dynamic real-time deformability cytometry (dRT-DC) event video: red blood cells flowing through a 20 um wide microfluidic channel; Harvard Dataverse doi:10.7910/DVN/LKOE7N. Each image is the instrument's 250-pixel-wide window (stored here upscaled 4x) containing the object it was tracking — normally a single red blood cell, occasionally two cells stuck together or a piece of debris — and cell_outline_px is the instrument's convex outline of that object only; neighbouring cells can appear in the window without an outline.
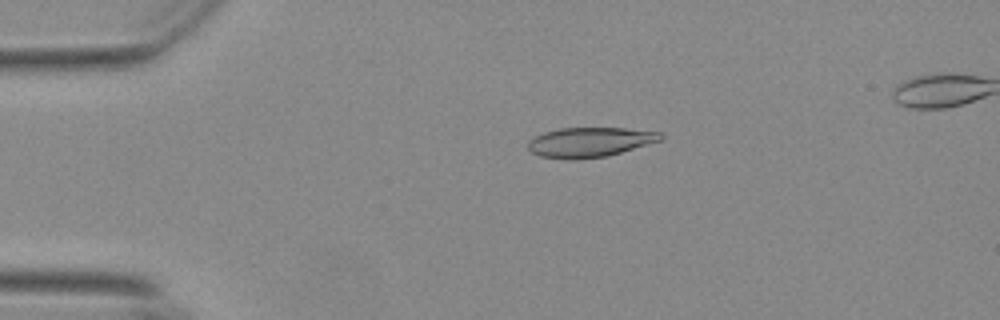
{"species": "Egyptian fruit bat (a non-hibernating species)", "species_latin": "Rousettus aegyptiacus", "temperature_condition": "warm", "stored_images_in_passage": 47, "camera_frame_rate_fps": 3000, "um_per_image_px": 0.085, "animal": {"sex": "female"}, "frame": {"image": 1, "passage_image": 4, "time_ms": 1.0, "image_size_px": [1000, 320], "cell_outline_px": [[664, 136], [660, 140], [620, 152], [604, 156], [576, 160], [568, 160], [540, 156], [532, 152], [528, 148], [528, 140], [544, 132], [560, 128], [624, 128], [660, 132]], "centroid_in_image_um": [50.08, 12.08], "position_along_channel_um": 34.9, "area_um2": 22.77}}
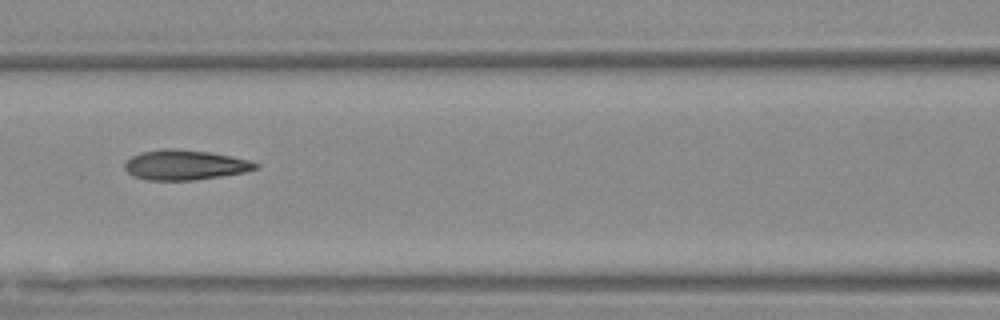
{"frame": {"image": 2, "passage_image": 17, "time_ms": 5.333, "image_size_px": [1000, 320], "cell_outline_px": [[260, 168], [244, 172], [220, 176], [192, 180], [148, 180], [132, 176], [124, 168], [124, 164], [132, 156], [140, 152], [164, 148], [176, 148], [208, 152], [232, 156], [248, 160], [260, 164]], "centroid_in_image_um": [15.71, 14.01], "position_along_channel_um": 150.9, "area_um2": 22.89}}
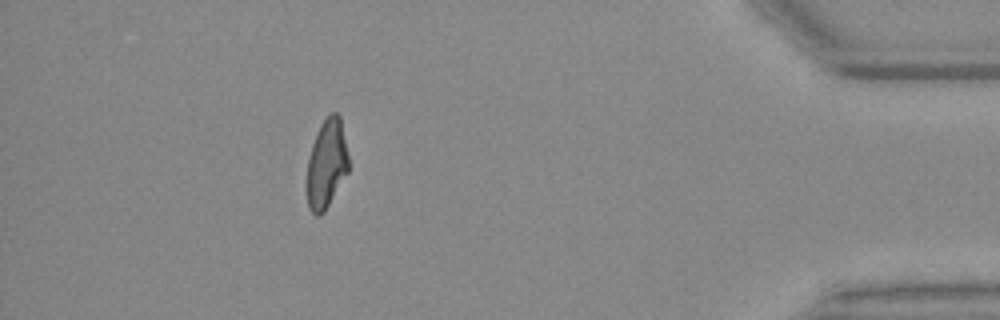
{"frame": {"image": 3, "passage_image": 42, "time_ms": 13.667, "image_size_px": [1000, 320], "cell_outline_px": [[348, 172], [324, 212], [320, 216], [316, 216], [308, 208], [304, 184], [308, 156], [316, 132], [320, 124], [332, 112], [336, 112], [340, 116], [348, 156]], "centroid_in_image_um": [27.7, 13.98], "position_along_channel_um": 407.5, "area_um2": 22.08}}